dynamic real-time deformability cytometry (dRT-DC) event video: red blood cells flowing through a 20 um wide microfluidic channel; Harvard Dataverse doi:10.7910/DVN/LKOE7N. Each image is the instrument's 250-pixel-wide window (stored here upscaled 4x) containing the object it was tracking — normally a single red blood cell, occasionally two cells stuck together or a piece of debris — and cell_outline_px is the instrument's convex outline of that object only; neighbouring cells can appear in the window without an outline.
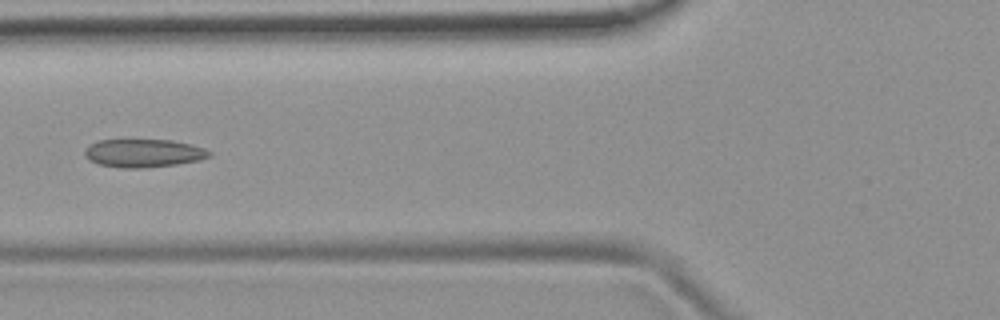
{"species": "common noctule bat (a hibernating species)", "species_latin": "Nyctalus noctula", "temperature_condition": "room temperature", "stored_images_in_passage": 6, "camera_frame_rate_fps": 3000, "um_per_image_px": 0.085, "animal": {"sex": "female", "body_mass_g": 19.9}, "frame": {"image": 1, "passage_image": 6, "time_ms": 5.667, "image_size_px": [1000, 320], "cell_outline_px": [[212, 156], [200, 160], [176, 164], [140, 168], [124, 168], [100, 164], [88, 160], [84, 156], [84, 152], [92, 144], [100, 140], [172, 140], [204, 148], [212, 152]], "centroid_in_image_um": [12.23, 13.02], "position_along_channel_um": 113.6, "area_um2": 20.23}}